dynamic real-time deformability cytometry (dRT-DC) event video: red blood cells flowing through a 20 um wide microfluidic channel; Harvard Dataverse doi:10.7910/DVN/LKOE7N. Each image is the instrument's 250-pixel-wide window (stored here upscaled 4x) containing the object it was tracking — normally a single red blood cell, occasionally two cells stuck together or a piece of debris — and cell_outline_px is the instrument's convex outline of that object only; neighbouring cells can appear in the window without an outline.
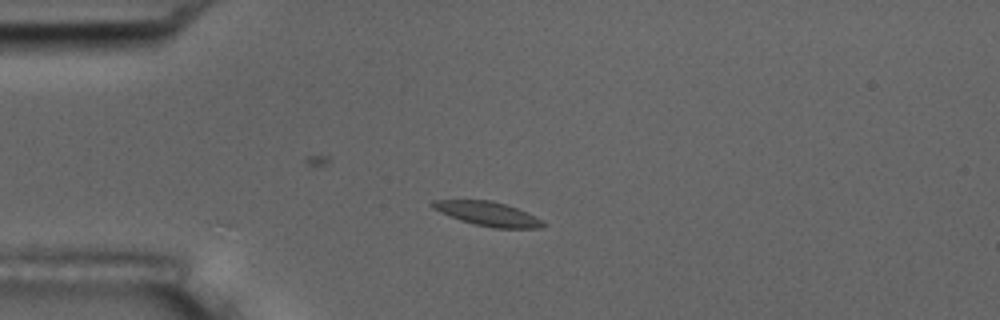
{"species": "common noctule bat (a hibernating species)", "species_latin": "Nyctalus noctula", "temperature_condition": "room temperature", "stored_images_in_passage": 7, "camera_frame_rate_fps": 3000, "um_per_image_px": 0.085, "animal": {"sex": "male", "body_mass_g": 17.5, "forearm_length_mm": 52.3}, "frame": {"image": 1, "passage_image": 2, "time_ms": 1.0, "image_size_px": [1000, 320], "cell_outline_px": [[548, 224], [544, 228], [492, 228], [460, 220], [440, 212], [432, 208], [428, 204], [432, 200], [492, 200], [516, 208], [536, 216], [544, 220]], "centroid_in_image_um": [41.49, 18.18], "position_along_channel_um": 43.5, "area_um2": 15.72}}
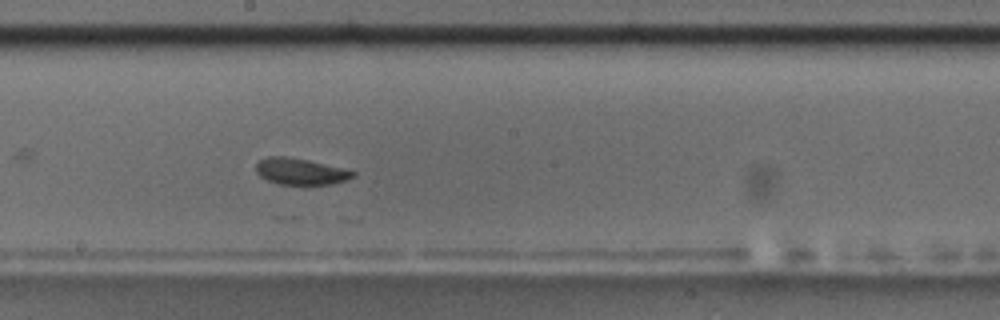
{"frame": {"image": 2, "passage_image": 7, "time_ms": 6.667, "image_size_px": [1000, 320], "cell_outline_px": [[356, 176], [348, 180], [332, 184], [304, 188], [280, 184], [268, 180], [260, 176], [256, 172], [256, 164], [260, 160], [268, 156], [284, 156], [308, 160], [356, 172]], "centroid_in_image_um": [25.56, 14.63], "position_along_channel_um": 222.6, "area_um2": 15.49}}